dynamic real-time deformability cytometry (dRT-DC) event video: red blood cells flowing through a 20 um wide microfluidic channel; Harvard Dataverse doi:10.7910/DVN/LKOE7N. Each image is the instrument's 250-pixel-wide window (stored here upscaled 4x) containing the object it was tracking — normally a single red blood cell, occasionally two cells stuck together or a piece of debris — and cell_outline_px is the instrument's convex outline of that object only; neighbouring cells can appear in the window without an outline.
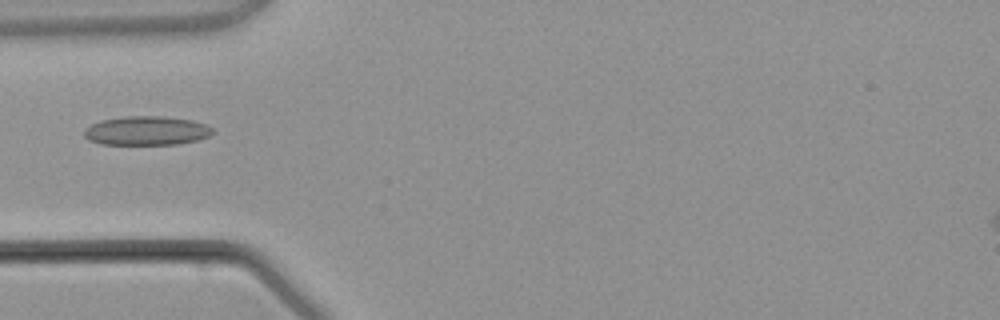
{"species": "common noctule bat (a hibernating species)", "species_latin": "Nyctalus noctula", "temperature_condition": "warm", "stored_images_in_passage": 1, "camera_frame_rate_fps": 3000, "um_per_image_px": 0.085, "animal": {"sex": "male", "body_mass_g": 21.5, "forearm_length_mm": 52.0}, "frame": {"image": 1, "passage_image": 1, "time_ms": 0.0, "image_size_px": [1000, 320], "cell_outline_px": [[212, 132], [208, 136], [196, 140], [176, 144], [100, 144], [88, 140], [84, 136], [84, 128], [100, 120], [124, 116], [164, 116], [192, 120], [208, 124], [212, 128]], "centroid_in_image_um": [12.43, 11.1], "position_along_channel_um": 72.6, "area_um2": 21.79}}